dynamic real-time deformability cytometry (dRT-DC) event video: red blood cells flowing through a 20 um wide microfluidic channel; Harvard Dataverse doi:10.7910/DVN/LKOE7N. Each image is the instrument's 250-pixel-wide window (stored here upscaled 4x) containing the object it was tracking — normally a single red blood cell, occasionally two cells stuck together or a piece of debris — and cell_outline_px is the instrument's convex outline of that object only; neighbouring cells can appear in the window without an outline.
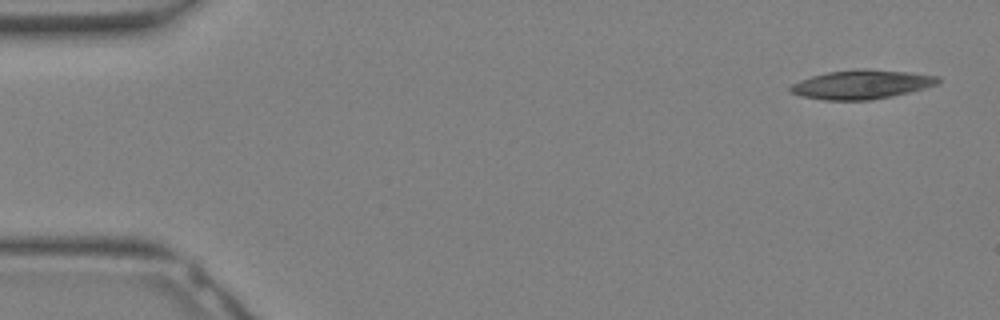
{"species": "Egyptian fruit bat (a non-hibernating species)", "species_latin": "Rousettus aegyptiacus", "temperature_condition": "warm", "stored_images_in_passage": 9, "camera_frame_rate_fps": 3000, "um_per_image_px": 0.085, "animal": {"sex": "female"}, "frame": {"image": 1, "passage_image": 1, "time_ms": 0.0, "image_size_px": [1000, 320], "cell_outline_px": [[940, 84], [892, 96], [868, 100], [824, 100], [800, 96], [788, 92], [788, 88], [792, 84], [800, 80], [812, 76], [828, 72], [868, 68], [908, 72], [940, 76]], "centroid_in_image_um": [73.23, 7.18], "position_along_channel_um": 11.8, "area_um2": 25.03}}